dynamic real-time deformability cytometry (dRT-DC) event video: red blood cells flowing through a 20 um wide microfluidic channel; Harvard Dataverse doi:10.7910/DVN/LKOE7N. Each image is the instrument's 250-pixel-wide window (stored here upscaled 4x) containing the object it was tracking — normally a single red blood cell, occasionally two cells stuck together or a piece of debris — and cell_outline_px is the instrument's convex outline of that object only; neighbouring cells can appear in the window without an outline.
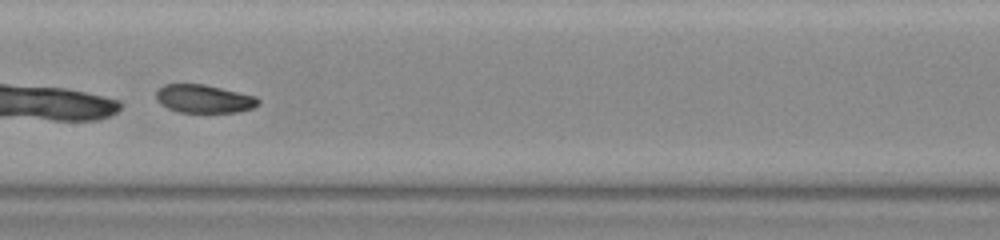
{"species": "common noctule bat (a hibernating species)", "species_latin": "Nyctalus noctula", "temperature_condition": "warm", "stored_images_in_passage": 51, "camera_frame_rate_fps": 3000, "um_per_image_px": 0.085, "animal": {"sex": "female", "body_mass_g": 23.0, "forearm_length_mm": 53.4}, "frame": {"image": 1, "passage_image": 27, "time_ms": 8.667, "image_size_px": [1000, 240], "cell_outline_px": [[260, 104], [252, 108], [236, 112], [180, 112], [168, 108], [160, 104], [156, 100], [156, 92], [164, 84], [204, 84], [256, 96], [260, 100]], "centroid_in_image_um": [17.34, 8.39], "position_along_channel_um": 190.1, "area_um2": 16.76}}
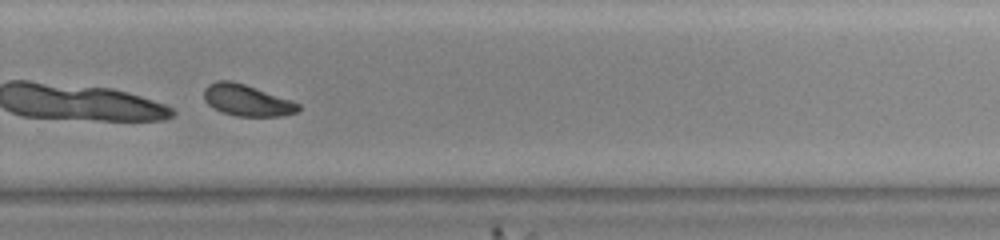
{"frame": {"image": 2, "passage_image": 36, "time_ms": 11.667, "image_size_px": [1000, 240], "cell_outline_px": [[300, 108], [296, 112], [280, 116], [236, 116], [220, 112], [212, 108], [204, 100], [204, 88], [208, 84], [216, 80], [232, 80], [292, 100], [300, 104]], "centroid_in_image_um": [20.94, 8.52], "position_along_channel_um": 308.9, "area_um2": 17.4}}